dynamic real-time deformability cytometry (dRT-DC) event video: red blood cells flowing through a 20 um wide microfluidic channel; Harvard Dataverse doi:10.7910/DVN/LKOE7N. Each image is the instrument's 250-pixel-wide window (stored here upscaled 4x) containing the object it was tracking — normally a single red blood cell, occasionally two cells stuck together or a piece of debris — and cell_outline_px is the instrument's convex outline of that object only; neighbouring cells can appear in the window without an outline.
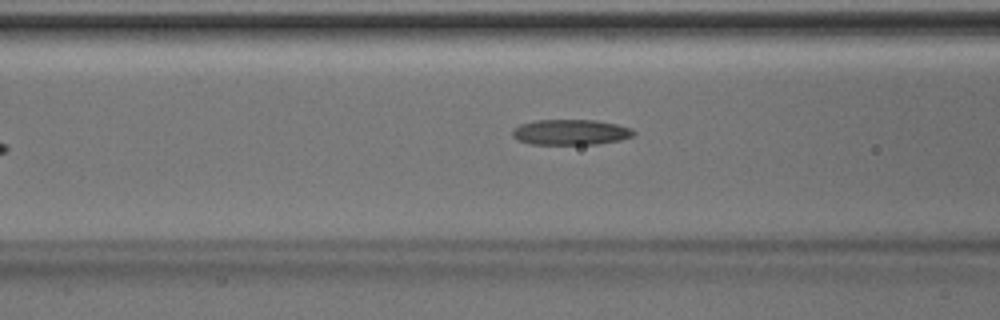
{"species": "Egyptian fruit bat (a non-hibernating species)", "species_latin": "Rousettus aegyptiacus", "temperature_condition": "room temperature", "stored_images_in_passage": 6, "camera_frame_rate_fps": 3000, "um_per_image_px": 0.085, "animal": {"sex": "male"}, "frame": {"image": 1, "passage_image": 6, "time_ms": 1.667, "image_size_px": [1000, 320], "cell_outline_px": [[636, 132], [632, 136], [620, 140], [596, 144], [528, 144], [516, 140], [512, 136], [512, 128], [520, 124], [536, 120], [596, 120], [616, 124], [632, 128]], "centroid_in_image_um": [48.46, 11.23], "position_along_channel_um": 118.1, "area_um2": 18.15}}